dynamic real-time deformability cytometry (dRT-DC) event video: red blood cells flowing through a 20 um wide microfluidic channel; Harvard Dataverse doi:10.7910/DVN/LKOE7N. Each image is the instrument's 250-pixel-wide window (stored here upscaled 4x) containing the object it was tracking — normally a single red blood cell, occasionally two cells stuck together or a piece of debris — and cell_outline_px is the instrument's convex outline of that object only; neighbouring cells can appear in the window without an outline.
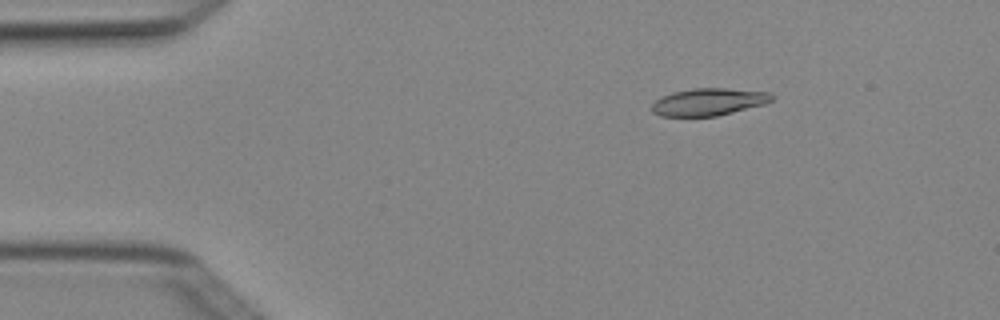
{"species": "Egyptian fruit bat (a non-hibernating species)", "species_latin": "Rousettus aegyptiacus", "temperature_condition": "cold", "stored_images_in_passage": 3, "camera_frame_rate_fps": 3000, "um_per_image_px": 0.085, "animal": {"sex": "female"}, "frame": {"image": 1, "passage_image": 1, "time_ms": 0.0, "image_size_px": [1000, 320], "cell_outline_px": [[776, 96], [772, 100], [764, 104], [716, 116], [660, 116], [652, 112], [652, 104], [656, 100], [672, 92], [692, 88], [724, 88], [768, 92]], "centroid_in_image_um": [60.23, 8.66], "position_along_channel_um": 24.8, "area_um2": 18.96}}
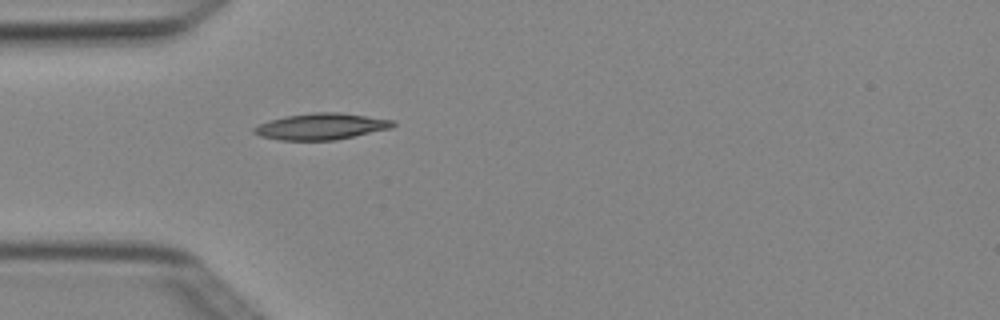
{"frame": {"image": 2, "passage_image": 3, "time_ms": 0.667, "image_size_px": [1000, 320], "cell_outline_px": [[396, 124], [392, 128], [336, 140], [280, 140], [260, 136], [252, 132], [252, 128], [268, 120], [284, 116], [312, 112], [340, 112], [396, 120]], "centroid_in_image_um": [27.31, 10.74], "position_along_channel_um": 57.7, "area_um2": 21.56}}